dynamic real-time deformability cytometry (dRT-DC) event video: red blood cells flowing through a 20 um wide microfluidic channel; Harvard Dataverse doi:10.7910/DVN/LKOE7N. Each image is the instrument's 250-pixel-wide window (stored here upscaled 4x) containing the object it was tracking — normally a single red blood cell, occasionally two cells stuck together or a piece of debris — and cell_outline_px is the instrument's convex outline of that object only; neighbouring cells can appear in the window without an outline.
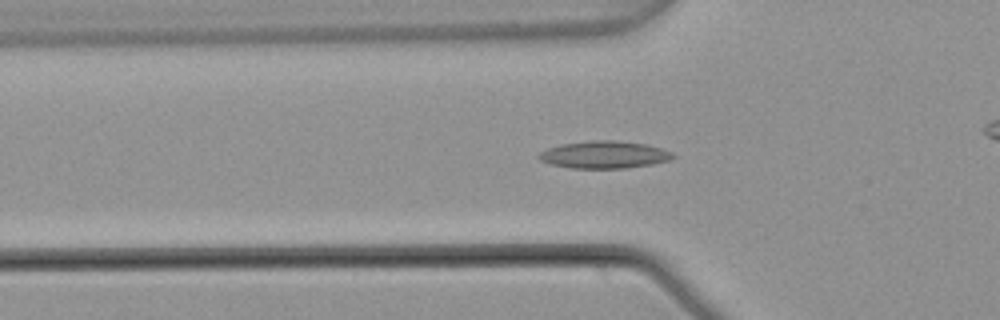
{"species": "common noctule bat (a hibernating species)", "species_latin": "Nyctalus noctula", "temperature_condition": "warm", "stored_images_in_passage": 47, "camera_frame_rate_fps": 3000, "um_per_image_px": 0.085, "animal": {"sex": "male", "body_mass_g": 21.5, "forearm_length_mm": 52.0}, "frame": {"image": 1, "passage_image": 10, "time_ms": 3.0, "image_size_px": [1000, 320], "cell_outline_px": [[676, 156], [668, 160], [652, 164], [628, 168], [568, 168], [548, 164], [540, 160], [536, 156], [540, 152], [548, 148], [560, 144], [592, 140], [616, 140], [644, 144], [660, 148], [672, 152]], "centroid_in_image_um": [51.31, 13.15], "position_along_channel_um": 74.5, "area_um2": 21.44}}
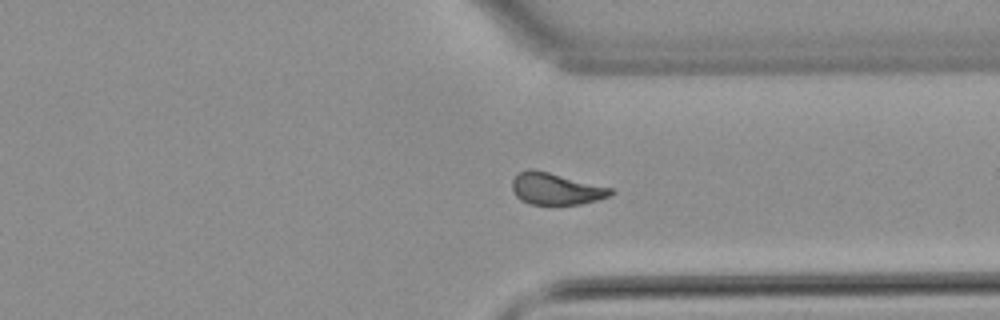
{"frame": {"image": 2, "passage_image": 33, "time_ms": 10.667, "image_size_px": [1000, 320], "cell_outline_px": [[616, 192], [612, 196], [580, 204], [528, 204], [520, 200], [516, 196], [512, 188], [512, 180], [520, 172], [532, 168], [612, 188]], "centroid_in_image_um": [47.26, 16.06], "position_along_channel_um": 364.1, "area_um2": 18.15}}
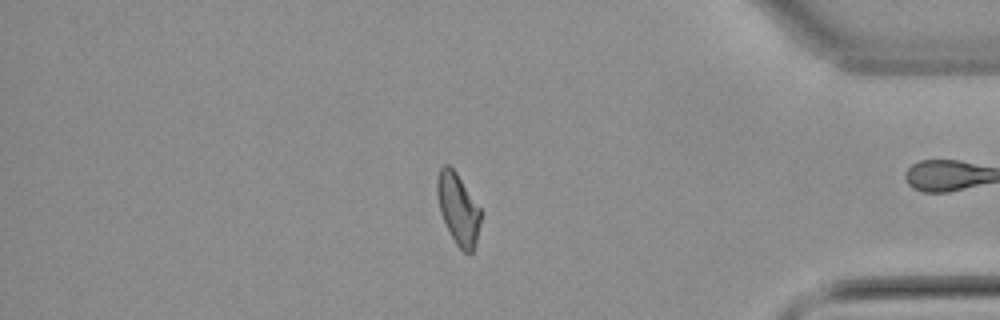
{"frame": {"image": 3, "passage_image": 38, "time_ms": 12.333, "image_size_px": [1000, 320], "cell_outline_px": [[480, 220], [476, 240], [472, 252], [464, 252], [456, 244], [440, 212], [436, 192], [436, 180], [440, 168], [444, 164], [448, 164], [456, 172], [480, 208]], "centroid_in_image_um": [38.91, 17.71], "position_along_channel_um": 396.3, "area_um2": 17.63}, "authors_computed_cell_mechanics": {"area_um2": 18.4382, "velocity_mm_per_s": 3.7738, "shape_relaxation_time_tau1_ms": null, "shape_relaxation_time_tau2_ms": 4.9193, "deformation_change_tau1": null, "deformation_change_tau2": 0.1161}}